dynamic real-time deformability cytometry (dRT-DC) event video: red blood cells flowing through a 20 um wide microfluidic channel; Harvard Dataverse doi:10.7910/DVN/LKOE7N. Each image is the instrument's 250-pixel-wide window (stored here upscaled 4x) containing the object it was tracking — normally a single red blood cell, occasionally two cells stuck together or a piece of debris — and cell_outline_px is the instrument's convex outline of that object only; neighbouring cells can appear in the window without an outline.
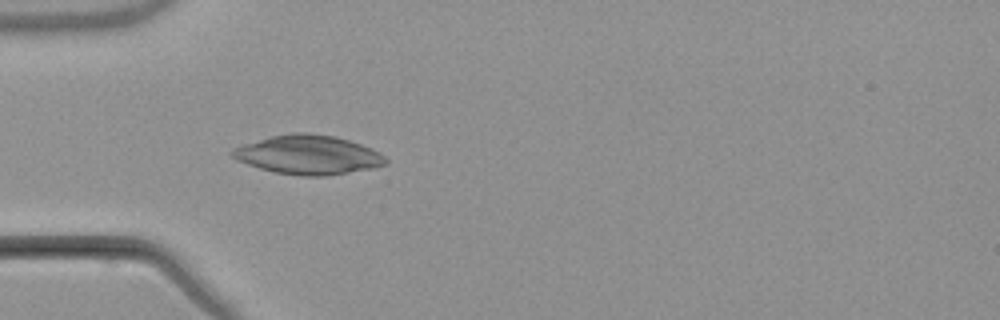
{"species": "common noctule bat (a hibernating species)", "species_latin": "Nyctalus noctula", "temperature_condition": "warm", "stored_images_in_passage": 4, "camera_frame_rate_fps": 3000, "um_per_image_px": 0.085, "animal": {"sex": "male", "body_mass_g": 21.5, "forearm_length_mm": 52.0}, "frame": {"image": 1, "passage_image": 4, "time_ms": 3.667, "image_size_px": [1000, 320], "cell_outline_px": [[388, 164], [372, 168], [324, 176], [304, 176], [276, 172], [260, 168], [236, 160], [228, 152], [232, 148], [244, 144], [272, 136], [292, 132], [308, 132], [332, 136], [348, 140], [372, 148], [380, 152], [388, 160]], "centroid_in_image_um": [26.19, 13.15], "position_along_channel_um": 58.8, "area_um2": 34.8}}